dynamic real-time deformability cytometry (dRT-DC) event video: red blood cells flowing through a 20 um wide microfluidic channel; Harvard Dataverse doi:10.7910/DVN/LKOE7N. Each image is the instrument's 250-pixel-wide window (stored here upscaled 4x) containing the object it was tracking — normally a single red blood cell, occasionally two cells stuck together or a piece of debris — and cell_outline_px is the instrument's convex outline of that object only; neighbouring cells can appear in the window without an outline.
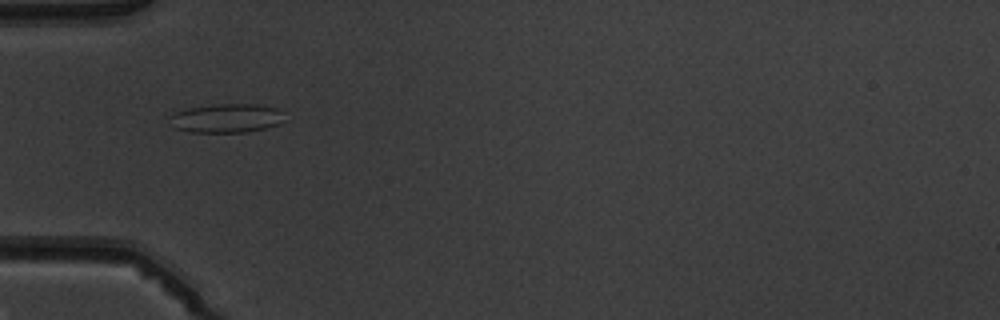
{"species": "common noctule bat (a hibernating species)", "species_latin": "Nyctalus noctula", "temperature_condition": "warm", "stored_images_in_passage": 7, "camera_frame_rate_fps": 3000, "um_per_image_px": 0.085, "animal": {"sex": "male", "body_mass_g": 19.5, "forearm_length_mm": 54.6}, "frame": {"image": 1, "passage_image": 5, "time_ms": 5.667, "image_size_px": [1000, 320], "cell_outline_px": [[284, 120], [280, 124], [248, 132], [192, 132], [176, 128], [168, 116], [176, 112], [188, 108], [216, 104], [256, 104], [276, 108], [280, 112]], "centroid_in_image_um": [19.26, 10.04], "position_along_channel_um": 65.7, "area_um2": 19.13}}
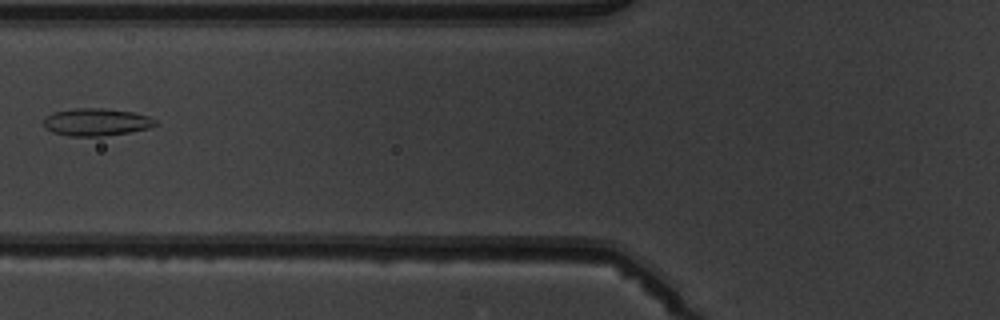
{"frame": {"image": 2, "passage_image": 6, "time_ms": 7.0, "image_size_px": [1000, 320], "cell_outline_px": [[160, 124], [148, 128], [128, 132], [104, 136], [68, 136], [52, 132], [44, 128], [44, 116], [52, 112], [76, 108], [100, 108], [132, 112], [148, 116], [156, 120]], "centroid_in_image_um": [8.16, 10.38], "position_along_channel_um": 117.6, "area_um2": 17.98}}
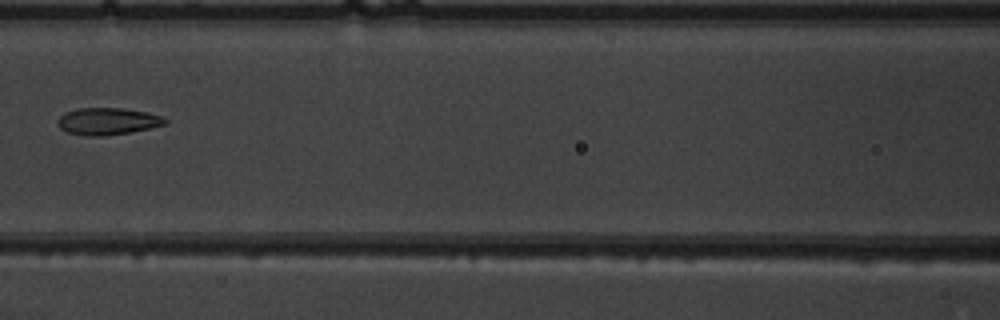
{"frame": {"image": 3, "passage_image": 7, "time_ms": 8.0, "image_size_px": [1000, 320], "cell_outline_px": [[168, 120], [164, 124], [148, 128], [128, 132], [104, 136], [84, 136], [64, 132], [56, 124], [56, 120], [64, 112], [76, 108], [124, 108], [148, 112], [160, 116]], "centroid_in_image_um": [9.05, 10.3], "position_along_channel_um": 157.5, "area_um2": 17.05}}